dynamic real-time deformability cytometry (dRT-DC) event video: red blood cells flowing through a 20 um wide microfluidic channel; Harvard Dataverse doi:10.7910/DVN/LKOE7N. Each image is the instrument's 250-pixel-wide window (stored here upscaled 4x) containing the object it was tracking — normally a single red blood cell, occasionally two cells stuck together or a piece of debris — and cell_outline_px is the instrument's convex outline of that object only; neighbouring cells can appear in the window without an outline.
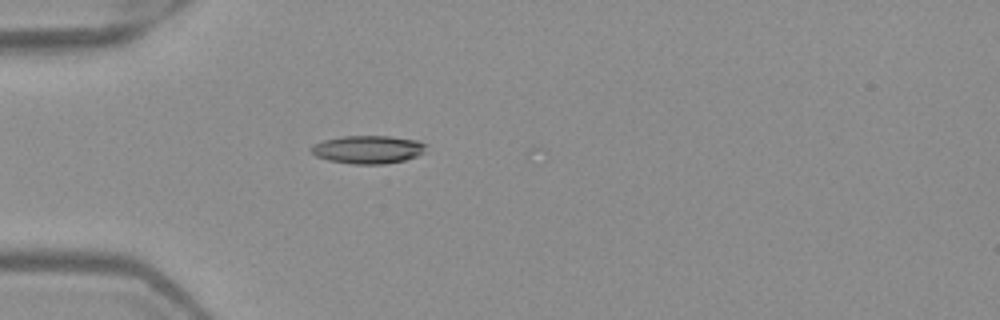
{"species": "Egyptian fruit bat (a non-hibernating species)", "species_latin": "Rousettus aegyptiacus", "temperature_condition": "warm", "stored_images_in_passage": 12, "camera_frame_rate_fps": 3000, "um_per_image_px": 0.085, "frame": {"image": 1, "passage_image": 10, "time_ms": 3.0, "image_size_px": [1000, 320], "cell_outline_px": [[428, 144], [424, 152], [416, 156], [404, 160], [384, 164], [352, 164], [328, 160], [316, 156], [308, 148], [312, 144], [324, 140], [340, 136], [388, 136], [420, 140]], "centroid_in_image_um": [31.28, 12.7], "position_along_channel_um": 53.7, "area_um2": 19.02}}